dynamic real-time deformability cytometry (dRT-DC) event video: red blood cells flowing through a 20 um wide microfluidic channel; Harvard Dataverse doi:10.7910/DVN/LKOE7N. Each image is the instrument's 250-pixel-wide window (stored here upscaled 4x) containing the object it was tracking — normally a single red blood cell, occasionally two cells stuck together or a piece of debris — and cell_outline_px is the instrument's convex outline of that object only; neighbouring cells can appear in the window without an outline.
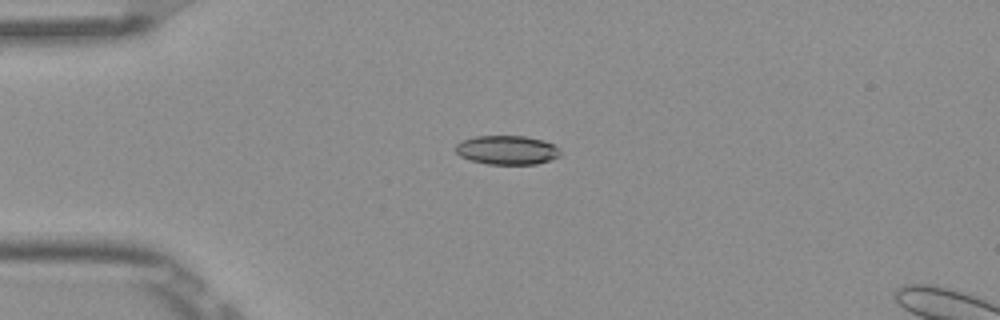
{"species": "Egyptian fruit bat (a non-hibernating species)", "species_latin": "Rousettus aegyptiacus", "temperature_condition": "room temperature", "stored_images_in_passage": 3, "camera_frame_rate_fps": 3000, "um_per_image_px": 0.085, "frame": {"image": 1, "passage_image": 1, "time_ms": 0.0, "image_size_px": [1000, 320], "cell_outline_px": [[560, 156], [536, 164], [488, 164], [472, 160], [460, 156], [456, 152], [456, 144], [460, 140], [476, 136], [524, 136], [540, 140], [552, 144], [560, 148]], "centroid_in_image_um": [43.07, 12.75], "position_along_channel_um": 41.9, "area_um2": 17.57}}